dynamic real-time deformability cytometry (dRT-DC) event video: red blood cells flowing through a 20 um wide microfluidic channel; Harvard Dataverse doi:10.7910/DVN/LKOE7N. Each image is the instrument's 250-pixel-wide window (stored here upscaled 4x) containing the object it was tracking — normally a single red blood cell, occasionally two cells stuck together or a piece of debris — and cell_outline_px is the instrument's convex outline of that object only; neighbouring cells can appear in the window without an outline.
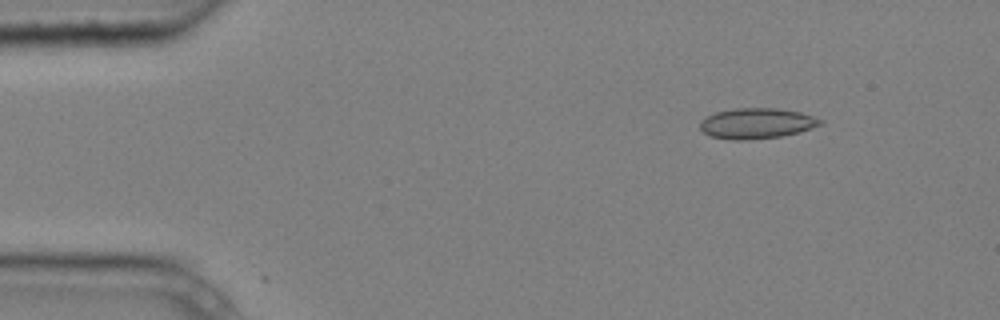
{"species": "common noctule bat (a hibernating species)", "species_latin": "Nyctalus noctula", "temperature_condition": "cold", "stored_images_in_passage": 5, "segment_of_instrument_passage": [1, 2], "camera_frame_rate_fps": 3000, "um_per_image_px": 0.085, "animal": {"sex": "male", "body_mass_g": 20.4}, "frame": {"image": 1, "passage_image": 2, "time_ms": 0.333, "image_size_px": [1000, 320], "cell_outline_px": [[824, 120], [820, 124], [812, 128], [800, 132], [780, 136], [744, 140], [736, 140], [712, 136], [704, 132], [700, 128], [700, 120], [716, 112], [736, 108], [776, 108], [800, 112]], "centroid_in_image_um": [64.32, 10.48], "position_along_channel_um": 20.7, "area_um2": 21.15}}
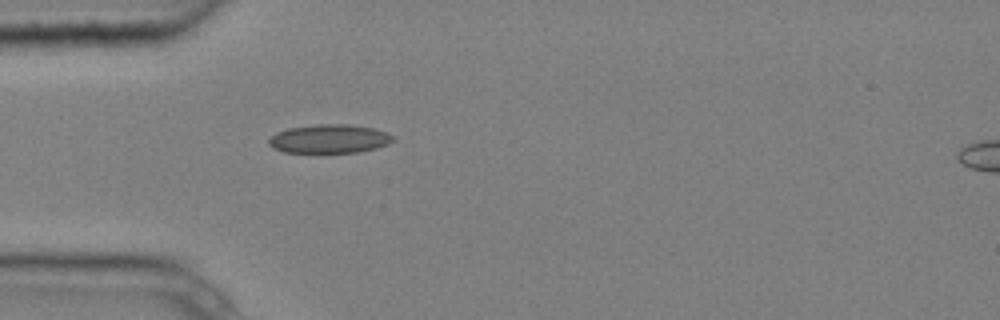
{"frame": {"image": 2, "passage_image": 4, "time_ms": 1.0, "image_size_px": [1000, 320], "cell_outline_px": [[396, 140], [388, 144], [376, 148], [356, 152], [284, 152], [272, 148], [268, 144], [268, 140], [276, 132], [288, 128], [316, 124], [348, 124], [372, 128], [388, 132], [396, 136]], "centroid_in_image_um": [28.02, 11.79], "position_along_channel_um": 57.0, "area_um2": 20.92}}